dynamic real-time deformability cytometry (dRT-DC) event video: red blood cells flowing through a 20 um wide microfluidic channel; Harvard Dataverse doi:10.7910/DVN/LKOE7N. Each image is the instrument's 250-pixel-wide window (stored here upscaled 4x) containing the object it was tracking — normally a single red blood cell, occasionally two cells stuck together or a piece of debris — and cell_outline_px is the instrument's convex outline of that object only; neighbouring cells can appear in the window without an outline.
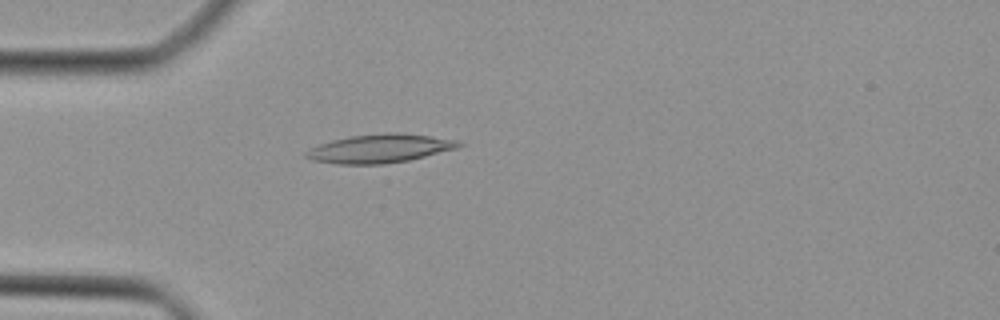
{"species": "Egyptian fruit bat (a non-hibernating species)", "species_latin": "Rousettus aegyptiacus", "temperature_condition": "cold", "stored_images_in_passage": 5, "camera_frame_rate_fps": 3000, "um_per_image_px": 0.085, "animal": {"sex": "female"}, "frame": {"image": 1, "passage_image": 1, "time_ms": 0.0, "image_size_px": [1000, 320], "cell_outline_px": [[464, 144], [456, 148], [408, 160], [384, 164], [336, 164], [312, 160], [304, 156], [304, 152], [320, 144], [332, 140], [352, 136], [388, 132], [400, 132], [460, 140]], "centroid_in_image_um": [32.28, 12.62], "position_along_channel_um": 52.7, "area_um2": 25.32}}
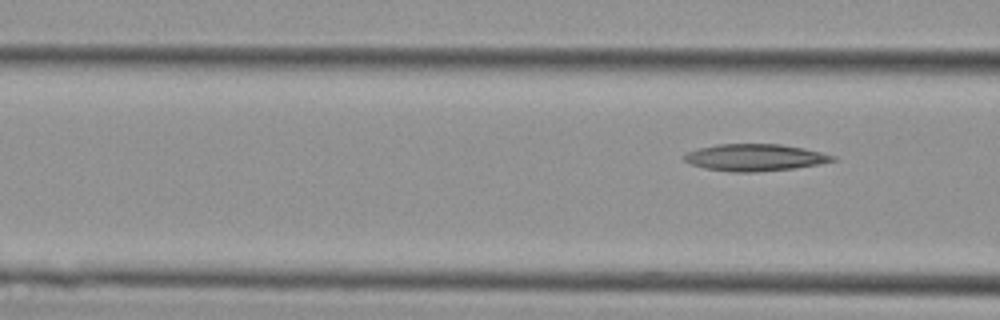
{"frame": {"image": 2, "passage_image": 5, "time_ms": 1.333, "image_size_px": [1000, 320], "cell_outline_px": [[840, 160], [820, 164], [792, 168], [756, 172], [732, 172], [704, 168], [692, 164], [684, 160], [684, 156], [688, 152], [700, 148], [716, 144], [780, 144], [804, 148], [836, 156]], "centroid_in_image_um": [64.22, 13.38], "position_along_channel_um": 102.4, "area_um2": 23.24}}